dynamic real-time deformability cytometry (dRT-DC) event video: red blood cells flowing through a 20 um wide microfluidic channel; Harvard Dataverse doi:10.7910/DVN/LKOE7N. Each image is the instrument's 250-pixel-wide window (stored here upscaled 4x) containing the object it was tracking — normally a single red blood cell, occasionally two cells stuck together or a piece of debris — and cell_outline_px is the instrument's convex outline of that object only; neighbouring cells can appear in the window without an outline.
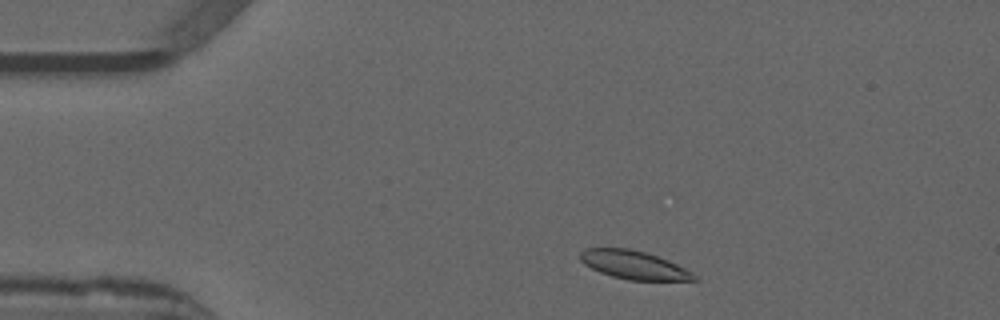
{"species": "common noctule bat (a hibernating species)", "species_latin": "Nyctalus noctula", "temperature_condition": "warm", "stored_images_in_passage": 47, "camera_frame_rate_fps": 3000, "um_per_image_px": 0.085, "animal": {"sex": "male", "forearm_length_mm": 52.5}, "frame": {"image": 1, "passage_image": 4, "time_ms": 1.0, "image_size_px": [1000, 320], "cell_outline_px": [[700, 280], [628, 280], [612, 276], [600, 272], [584, 264], [580, 260], [580, 252], [584, 248], [628, 248], [644, 252], [668, 260], [692, 272]], "centroid_in_image_um": [53.85, 22.52], "position_along_channel_um": 31.1, "area_um2": 18.67}}
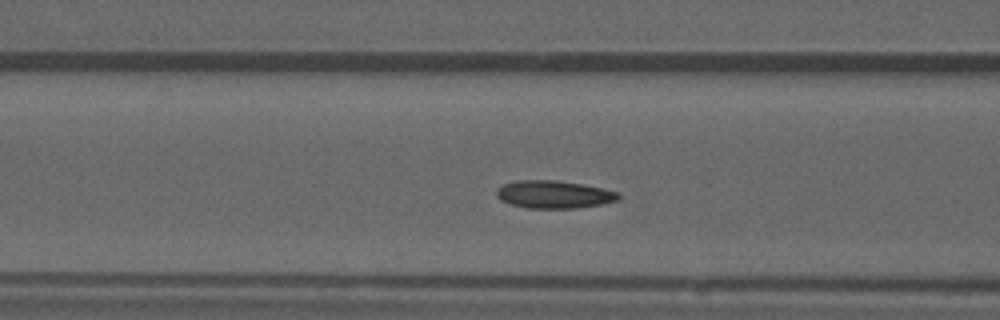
{"frame": {"image": 2, "passage_image": 15, "time_ms": 4.667, "image_size_px": [1000, 320], "cell_outline_px": [[620, 200], [600, 204], [576, 208], [528, 208], [512, 204], [500, 200], [496, 196], [496, 188], [504, 184], [516, 180], [552, 180], [580, 184], [620, 192]], "centroid_in_image_um": [47.06, 16.53], "position_along_channel_um": 119.5, "area_um2": 19.59}}
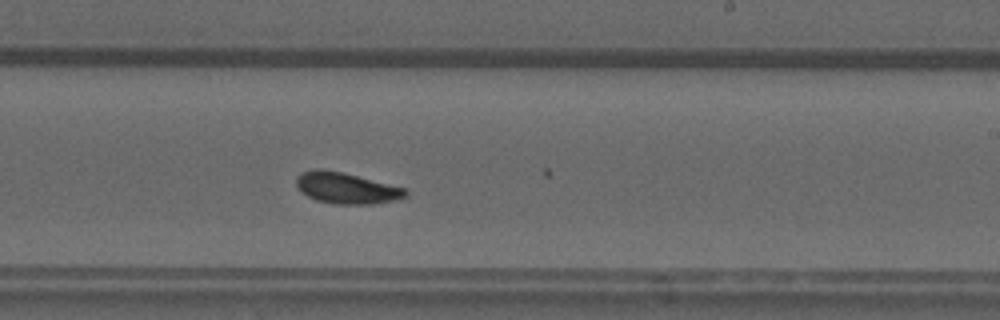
{"frame": {"image": 3, "passage_image": 26, "time_ms": 8.333, "image_size_px": [1000, 320], "cell_outline_px": [[408, 196], [392, 200], [372, 204], [332, 204], [316, 200], [300, 192], [296, 188], [296, 176], [300, 172], [312, 168], [320, 168], [340, 172], [404, 188], [408, 192]], "centroid_in_image_um": [29.34, 15.98], "position_along_channel_um": 259.7, "area_um2": 19.77}, "authors_computed_cell_mechanics": {"area_um2": 19.1896, "velocity_mm_per_s": 3.8257, "shape_relaxation_time_tau1_ms": 6.3893, "shape_relaxation_time_tau2_ms": 2.146, "deformation_change_tau1": 0.1438, "deformation_change_tau2": 0.0704}}